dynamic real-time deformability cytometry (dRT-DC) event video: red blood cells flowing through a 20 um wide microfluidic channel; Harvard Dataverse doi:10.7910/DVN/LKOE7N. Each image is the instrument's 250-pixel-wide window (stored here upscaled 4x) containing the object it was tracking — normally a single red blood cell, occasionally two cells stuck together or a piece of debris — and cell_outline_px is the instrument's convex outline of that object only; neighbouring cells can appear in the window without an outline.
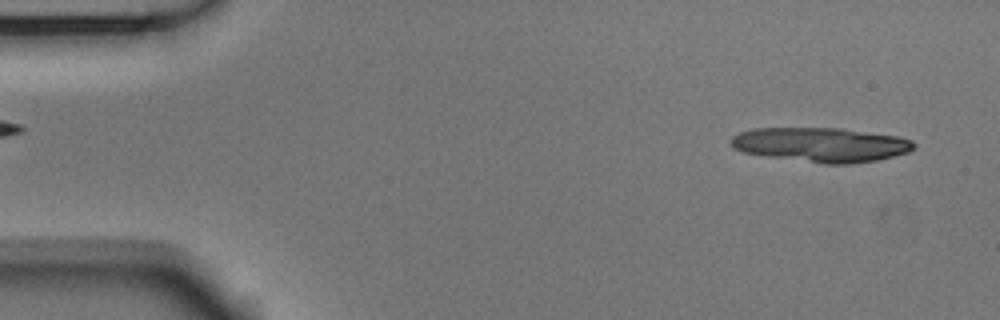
{"species": "Egyptian fruit bat (a non-hibernating species)", "species_latin": "Rousettus aegyptiacus", "temperature_condition": "room temperature", "stored_images_in_passage": 13, "camera_frame_rate_fps": 3000, "um_per_image_px": 0.085, "animal": {"sex": "male"}, "frame": {"image": 1, "passage_image": 2, "time_ms": 0.333, "image_size_px": [1000, 320], "cell_outline_px": [[916, 144], [908, 152], [876, 160], [848, 164], [824, 164], [768, 156], [744, 152], [732, 148], [728, 140], [732, 136], [740, 132], [752, 128], [840, 128], [896, 136], [912, 140]], "centroid_in_image_um": [69.73, 12.29], "position_along_channel_um": 15.3, "area_um2": 36.59}}